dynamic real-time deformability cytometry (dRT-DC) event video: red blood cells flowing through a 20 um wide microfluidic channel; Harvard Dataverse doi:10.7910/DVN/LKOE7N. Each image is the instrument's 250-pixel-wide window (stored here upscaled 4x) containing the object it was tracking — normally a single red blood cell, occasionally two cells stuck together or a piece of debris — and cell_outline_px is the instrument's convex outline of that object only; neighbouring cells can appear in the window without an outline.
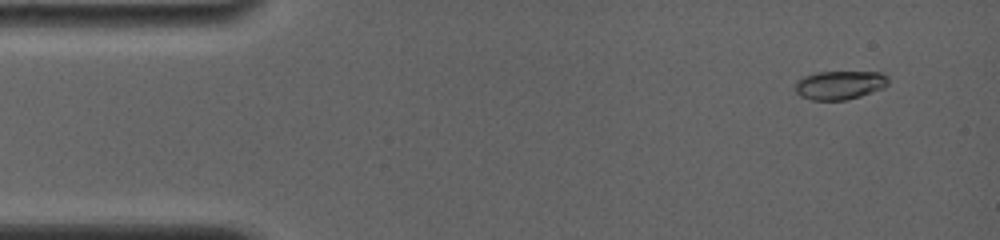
{"species": "common noctule bat (a hibernating species)", "species_latin": "Nyctalus noctula", "temperature_condition": "room temperature", "stored_images_in_passage": 15, "camera_frame_rate_fps": 4000, "um_per_image_px": 0.085, "animal": {"sex": "female", "body_mass_g": 19.0, "forearm_length_mm": 56.7}, "frame": {"image": 1, "passage_image": 1, "time_ms": 0.0, "image_size_px": [1000, 240], "cell_outline_px": [[888, 84], [884, 88], [860, 96], [844, 100], [812, 100], [800, 96], [796, 92], [796, 80], [804, 76], [816, 72], [880, 72], [888, 76]], "centroid_in_image_um": [71.38, 7.22], "position_along_channel_um": 13.6, "area_um2": 15.61}}
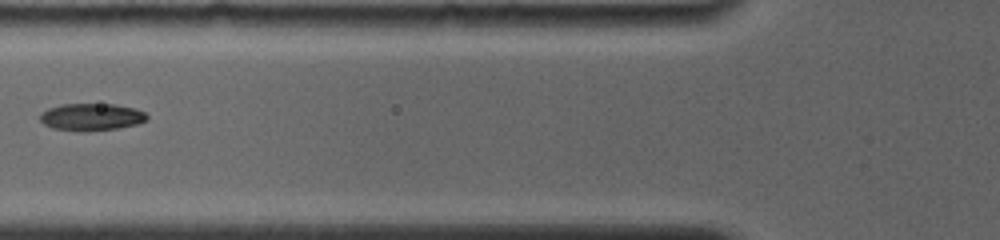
{"frame": {"image": 2, "passage_image": 8, "time_ms": 5.25, "image_size_px": [1000, 240], "cell_outline_px": [[148, 120], [136, 124], [116, 128], [84, 132], [52, 128], [44, 124], [40, 120], [40, 112], [48, 108], [60, 104], [116, 104], [136, 108], [144, 112], [148, 116]], "centroid_in_image_um": [7.76, 9.93], "position_along_channel_um": 118.0, "area_um2": 17.11}}
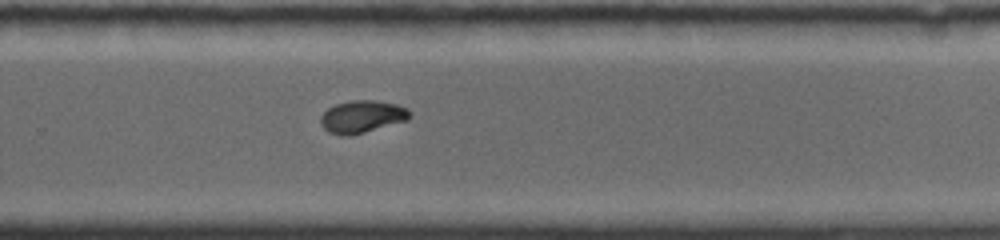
{"frame": {"image": 3, "passage_image": 15, "time_ms": 10.0, "image_size_px": [1000, 240], "cell_outline_px": [[412, 116], [408, 120], [364, 132], [348, 136], [340, 136], [328, 132], [320, 124], [320, 116], [328, 108], [336, 104], [352, 100], [376, 100], [396, 104], [408, 108], [412, 112]], "centroid_in_image_um": [30.79, 9.91], "position_along_channel_um": 299.0, "area_um2": 16.99}}